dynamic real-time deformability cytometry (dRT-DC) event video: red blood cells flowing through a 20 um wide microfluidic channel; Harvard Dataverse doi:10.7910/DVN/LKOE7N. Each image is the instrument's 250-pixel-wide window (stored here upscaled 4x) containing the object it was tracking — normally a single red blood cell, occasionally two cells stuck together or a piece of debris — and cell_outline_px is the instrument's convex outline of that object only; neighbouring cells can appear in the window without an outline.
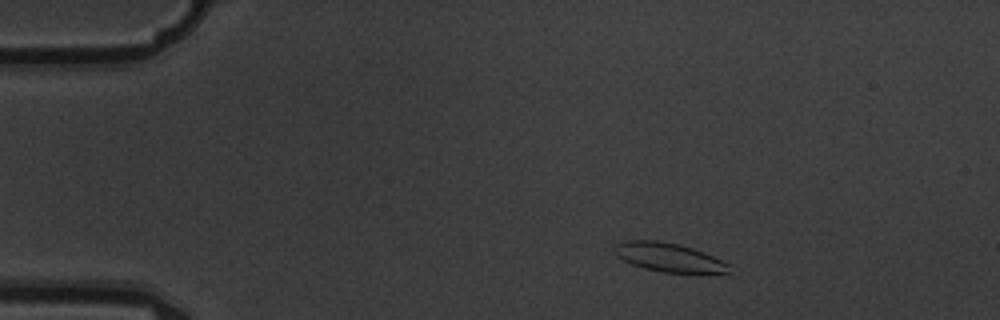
{"species": "common noctule bat (a hibernating species)", "species_latin": "Nyctalus noctula", "temperature_condition": "warm", "stored_images_in_passage": 3, "camera_frame_rate_fps": 3000, "um_per_image_px": 0.085, "animal": {"sex": "male", "body_mass_g": 19.5, "forearm_length_mm": 54.6}, "frame": {"image": 1, "passage_image": 1, "time_ms": 0.0, "image_size_px": [1000, 320], "cell_outline_px": [[728, 272], [664, 272], [644, 268], [632, 264], [616, 256], [612, 248], [616, 244], [624, 240], [656, 240], [680, 244], [704, 252], [728, 264]], "centroid_in_image_um": [56.74, 21.84], "position_along_channel_um": 28.3, "area_um2": 18.9}}